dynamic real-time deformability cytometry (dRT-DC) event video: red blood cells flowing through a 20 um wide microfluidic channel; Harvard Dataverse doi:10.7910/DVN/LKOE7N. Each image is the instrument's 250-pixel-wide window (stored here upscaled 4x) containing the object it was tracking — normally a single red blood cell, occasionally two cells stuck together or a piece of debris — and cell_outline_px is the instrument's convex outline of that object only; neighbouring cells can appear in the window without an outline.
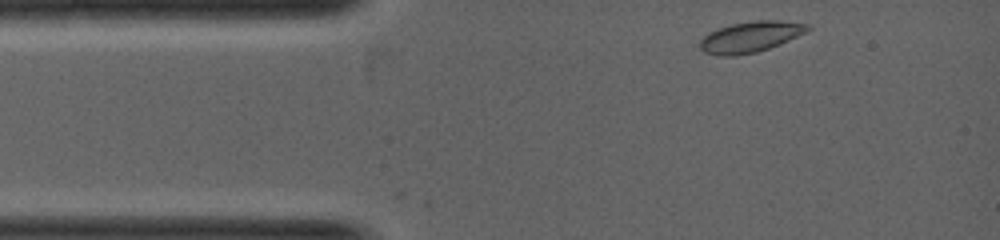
{"species": "common noctule bat (a hibernating species)", "species_latin": "Nyctalus noctula", "temperature_condition": "warm", "stored_images_in_passage": 5, "camera_frame_rate_fps": 5000, "um_per_image_px": 0.085, "animal": {"sex": "female", "body_mass_g": 19.0, "forearm_length_mm": 53.3}, "frame": {"image": 1, "passage_image": 1, "time_ms": 0.0, "image_size_px": [1000, 240], "cell_outline_px": [[812, 28], [780, 44], [756, 52], [736, 56], [716, 56], [704, 52], [700, 48], [700, 40], [708, 32], [732, 24], [756, 20], [776, 20], [812, 24]], "centroid_in_image_um": [63.77, 3.14], "position_along_channel_um": 21.2, "area_um2": 19.31}}
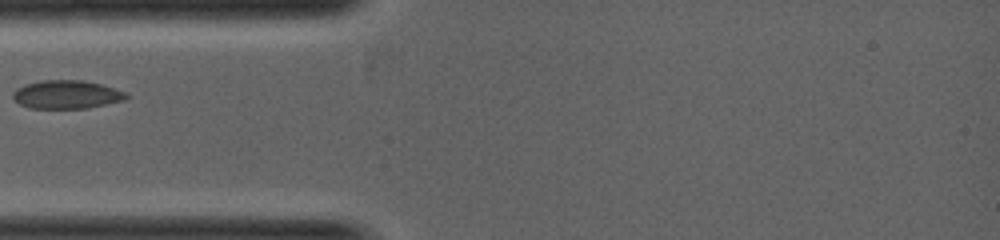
{"frame": {"image": 2, "passage_image": 4, "time_ms": 1.2, "image_size_px": [1000, 240], "cell_outline_px": [[128, 96], [124, 100], [88, 108], [28, 108], [12, 100], [12, 92], [16, 88], [24, 84], [40, 80], [84, 80], [100, 84], [124, 92]], "centroid_in_image_um": [5.58, 8.03], "position_along_channel_um": 79.4, "area_um2": 18.79}}